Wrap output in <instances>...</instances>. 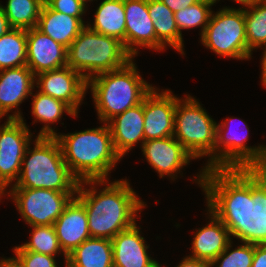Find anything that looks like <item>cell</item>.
Here are the masks:
<instances>
[{
    "mask_svg": "<svg viewBox=\"0 0 266 267\" xmlns=\"http://www.w3.org/2000/svg\"><path fill=\"white\" fill-rule=\"evenodd\" d=\"M44 0H8L1 5L11 28L31 29L37 27Z\"/></svg>",
    "mask_w": 266,
    "mask_h": 267,
    "instance_id": "obj_28",
    "label": "cell"
},
{
    "mask_svg": "<svg viewBox=\"0 0 266 267\" xmlns=\"http://www.w3.org/2000/svg\"><path fill=\"white\" fill-rule=\"evenodd\" d=\"M86 7L88 2H92L93 0H80Z\"/></svg>",
    "mask_w": 266,
    "mask_h": 267,
    "instance_id": "obj_42",
    "label": "cell"
},
{
    "mask_svg": "<svg viewBox=\"0 0 266 267\" xmlns=\"http://www.w3.org/2000/svg\"><path fill=\"white\" fill-rule=\"evenodd\" d=\"M12 28L10 27L8 20L5 16V13L1 7L0 3V37L10 31Z\"/></svg>",
    "mask_w": 266,
    "mask_h": 267,
    "instance_id": "obj_39",
    "label": "cell"
},
{
    "mask_svg": "<svg viewBox=\"0 0 266 267\" xmlns=\"http://www.w3.org/2000/svg\"><path fill=\"white\" fill-rule=\"evenodd\" d=\"M148 12L153 21L157 40L185 55L184 40L176 25L174 13L161 0H148Z\"/></svg>",
    "mask_w": 266,
    "mask_h": 267,
    "instance_id": "obj_25",
    "label": "cell"
},
{
    "mask_svg": "<svg viewBox=\"0 0 266 267\" xmlns=\"http://www.w3.org/2000/svg\"><path fill=\"white\" fill-rule=\"evenodd\" d=\"M176 95L171 90L154 87L144 97V139L174 135Z\"/></svg>",
    "mask_w": 266,
    "mask_h": 267,
    "instance_id": "obj_13",
    "label": "cell"
},
{
    "mask_svg": "<svg viewBox=\"0 0 266 267\" xmlns=\"http://www.w3.org/2000/svg\"><path fill=\"white\" fill-rule=\"evenodd\" d=\"M65 267H113L112 240L90 237L69 255Z\"/></svg>",
    "mask_w": 266,
    "mask_h": 267,
    "instance_id": "obj_24",
    "label": "cell"
},
{
    "mask_svg": "<svg viewBox=\"0 0 266 267\" xmlns=\"http://www.w3.org/2000/svg\"><path fill=\"white\" fill-rule=\"evenodd\" d=\"M176 267H212L211 263L201 260L192 258L189 256H185L182 261Z\"/></svg>",
    "mask_w": 266,
    "mask_h": 267,
    "instance_id": "obj_37",
    "label": "cell"
},
{
    "mask_svg": "<svg viewBox=\"0 0 266 267\" xmlns=\"http://www.w3.org/2000/svg\"><path fill=\"white\" fill-rule=\"evenodd\" d=\"M126 16V50L135 58L138 48L155 51L166 49L156 38L153 21L148 12V0H124Z\"/></svg>",
    "mask_w": 266,
    "mask_h": 267,
    "instance_id": "obj_14",
    "label": "cell"
},
{
    "mask_svg": "<svg viewBox=\"0 0 266 267\" xmlns=\"http://www.w3.org/2000/svg\"><path fill=\"white\" fill-rule=\"evenodd\" d=\"M234 119L226 118L216 125L214 169H266V145L248 146V125L240 121L245 127L241 135L230 126Z\"/></svg>",
    "mask_w": 266,
    "mask_h": 267,
    "instance_id": "obj_9",
    "label": "cell"
},
{
    "mask_svg": "<svg viewBox=\"0 0 266 267\" xmlns=\"http://www.w3.org/2000/svg\"><path fill=\"white\" fill-rule=\"evenodd\" d=\"M200 42L218 56L248 60L252 53L248 49L244 9L223 7L211 14Z\"/></svg>",
    "mask_w": 266,
    "mask_h": 267,
    "instance_id": "obj_8",
    "label": "cell"
},
{
    "mask_svg": "<svg viewBox=\"0 0 266 267\" xmlns=\"http://www.w3.org/2000/svg\"><path fill=\"white\" fill-rule=\"evenodd\" d=\"M32 96V116L34 117V123L42 122L44 126L41 128L37 136L55 137L57 135L55 128L53 129L51 124L54 125L57 121L62 119L63 114L78 117V114L65 102L53 98L51 96L42 94L39 91Z\"/></svg>",
    "mask_w": 266,
    "mask_h": 267,
    "instance_id": "obj_26",
    "label": "cell"
},
{
    "mask_svg": "<svg viewBox=\"0 0 266 267\" xmlns=\"http://www.w3.org/2000/svg\"><path fill=\"white\" fill-rule=\"evenodd\" d=\"M191 95L176 96L174 137L193 156L194 160L209 157L203 170L214 169V146L217 122Z\"/></svg>",
    "mask_w": 266,
    "mask_h": 267,
    "instance_id": "obj_7",
    "label": "cell"
},
{
    "mask_svg": "<svg viewBox=\"0 0 266 267\" xmlns=\"http://www.w3.org/2000/svg\"><path fill=\"white\" fill-rule=\"evenodd\" d=\"M207 214L210 222L196 229L190 247L192 254L188 256L211 263L233 239L229 230L211 210L208 209Z\"/></svg>",
    "mask_w": 266,
    "mask_h": 267,
    "instance_id": "obj_21",
    "label": "cell"
},
{
    "mask_svg": "<svg viewBox=\"0 0 266 267\" xmlns=\"http://www.w3.org/2000/svg\"><path fill=\"white\" fill-rule=\"evenodd\" d=\"M244 18L249 51L263 49L266 46V1L260 0L244 8Z\"/></svg>",
    "mask_w": 266,
    "mask_h": 267,
    "instance_id": "obj_29",
    "label": "cell"
},
{
    "mask_svg": "<svg viewBox=\"0 0 266 267\" xmlns=\"http://www.w3.org/2000/svg\"><path fill=\"white\" fill-rule=\"evenodd\" d=\"M108 181H81L75 197L85 206L90 236L112 240L136 223L137 214L147 204L138 198L127 179ZM97 186L105 187L98 190Z\"/></svg>",
    "mask_w": 266,
    "mask_h": 267,
    "instance_id": "obj_2",
    "label": "cell"
},
{
    "mask_svg": "<svg viewBox=\"0 0 266 267\" xmlns=\"http://www.w3.org/2000/svg\"><path fill=\"white\" fill-rule=\"evenodd\" d=\"M86 25L77 17L52 10L45 2L37 28L57 43L68 48Z\"/></svg>",
    "mask_w": 266,
    "mask_h": 267,
    "instance_id": "obj_22",
    "label": "cell"
},
{
    "mask_svg": "<svg viewBox=\"0 0 266 267\" xmlns=\"http://www.w3.org/2000/svg\"><path fill=\"white\" fill-rule=\"evenodd\" d=\"M30 240L21 246L26 251H34L41 254H48L56 257L57 254H63L65 263L67 262V255L60 247L55 229L53 225L44 226H30Z\"/></svg>",
    "mask_w": 266,
    "mask_h": 267,
    "instance_id": "obj_30",
    "label": "cell"
},
{
    "mask_svg": "<svg viewBox=\"0 0 266 267\" xmlns=\"http://www.w3.org/2000/svg\"><path fill=\"white\" fill-rule=\"evenodd\" d=\"M35 137L23 156L19 178L10 188L77 192L80 181L66 165L57 138Z\"/></svg>",
    "mask_w": 266,
    "mask_h": 267,
    "instance_id": "obj_4",
    "label": "cell"
},
{
    "mask_svg": "<svg viewBox=\"0 0 266 267\" xmlns=\"http://www.w3.org/2000/svg\"><path fill=\"white\" fill-rule=\"evenodd\" d=\"M44 2L54 11L64 13L83 21V15L86 12V6L80 0H44Z\"/></svg>",
    "mask_w": 266,
    "mask_h": 267,
    "instance_id": "obj_34",
    "label": "cell"
},
{
    "mask_svg": "<svg viewBox=\"0 0 266 267\" xmlns=\"http://www.w3.org/2000/svg\"><path fill=\"white\" fill-rule=\"evenodd\" d=\"M5 120L0 125V202L7 187L18 180L23 156L34 140L24 118Z\"/></svg>",
    "mask_w": 266,
    "mask_h": 267,
    "instance_id": "obj_11",
    "label": "cell"
},
{
    "mask_svg": "<svg viewBox=\"0 0 266 267\" xmlns=\"http://www.w3.org/2000/svg\"><path fill=\"white\" fill-rule=\"evenodd\" d=\"M26 61V30L12 28L0 37V70L26 66Z\"/></svg>",
    "mask_w": 266,
    "mask_h": 267,
    "instance_id": "obj_27",
    "label": "cell"
},
{
    "mask_svg": "<svg viewBox=\"0 0 266 267\" xmlns=\"http://www.w3.org/2000/svg\"><path fill=\"white\" fill-rule=\"evenodd\" d=\"M115 152L121 157L133 149L137 143L140 148L144 139V99L142 103L127 109L107 122Z\"/></svg>",
    "mask_w": 266,
    "mask_h": 267,
    "instance_id": "obj_20",
    "label": "cell"
},
{
    "mask_svg": "<svg viewBox=\"0 0 266 267\" xmlns=\"http://www.w3.org/2000/svg\"><path fill=\"white\" fill-rule=\"evenodd\" d=\"M13 252L24 267H58L54 256L26 251L21 245L15 246Z\"/></svg>",
    "mask_w": 266,
    "mask_h": 267,
    "instance_id": "obj_33",
    "label": "cell"
},
{
    "mask_svg": "<svg viewBox=\"0 0 266 267\" xmlns=\"http://www.w3.org/2000/svg\"><path fill=\"white\" fill-rule=\"evenodd\" d=\"M141 150L159 178L169 176L172 180L176 179L183 166L194 159L174 136L144 141Z\"/></svg>",
    "mask_w": 266,
    "mask_h": 267,
    "instance_id": "obj_15",
    "label": "cell"
},
{
    "mask_svg": "<svg viewBox=\"0 0 266 267\" xmlns=\"http://www.w3.org/2000/svg\"><path fill=\"white\" fill-rule=\"evenodd\" d=\"M173 13L194 5L199 0H161Z\"/></svg>",
    "mask_w": 266,
    "mask_h": 267,
    "instance_id": "obj_36",
    "label": "cell"
},
{
    "mask_svg": "<svg viewBox=\"0 0 266 267\" xmlns=\"http://www.w3.org/2000/svg\"><path fill=\"white\" fill-rule=\"evenodd\" d=\"M251 267H266V245L255 244V253Z\"/></svg>",
    "mask_w": 266,
    "mask_h": 267,
    "instance_id": "obj_35",
    "label": "cell"
},
{
    "mask_svg": "<svg viewBox=\"0 0 266 267\" xmlns=\"http://www.w3.org/2000/svg\"><path fill=\"white\" fill-rule=\"evenodd\" d=\"M194 178L231 238L266 245V169H201Z\"/></svg>",
    "mask_w": 266,
    "mask_h": 267,
    "instance_id": "obj_1",
    "label": "cell"
},
{
    "mask_svg": "<svg viewBox=\"0 0 266 267\" xmlns=\"http://www.w3.org/2000/svg\"><path fill=\"white\" fill-rule=\"evenodd\" d=\"M213 5L215 4L211 0H199L194 5L174 13V18L179 32L182 34L181 30L201 27V37L209 23L213 12L211 10Z\"/></svg>",
    "mask_w": 266,
    "mask_h": 267,
    "instance_id": "obj_31",
    "label": "cell"
},
{
    "mask_svg": "<svg viewBox=\"0 0 266 267\" xmlns=\"http://www.w3.org/2000/svg\"><path fill=\"white\" fill-rule=\"evenodd\" d=\"M263 56L261 60V82L264 87H266V46L263 48Z\"/></svg>",
    "mask_w": 266,
    "mask_h": 267,
    "instance_id": "obj_40",
    "label": "cell"
},
{
    "mask_svg": "<svg viewBox=\"0 0 266 267\" xmlns=\"http://www.w3.org/2000/svg\"><path fill=\"white\" fill-rule=\"evenodd\" d=\"M231 241L225 250L216 257L211 266L214 267H251L255 253V244L242 242L241 245L232 249ZM232 249V250H231Z\"/></svg>",
    "mask_w": 266,
    "mask_h": 267,
    "instance_id": "obj_32",
    "label": "cell"
},
{
    "mask_svg": "<svg viewBox=\"0 0 266 267\" xmlns=\"http://www.w3.org/2000/svg\"><path fill=\"white\" fill-rule=\"evenodd\" d=\"M26 66L36 76L67 66V48L41 32L37 27L26 30Z\"/></svg>",
    "mask_w": 266,
    "mask_h": 267,
    "instance_id": "obj_17",
    "label": "cell"
},
{
    "mask_svg": "<svg viewBox=\"0 0 266 267\" xmlns=\"http://www.w3.org/2000/svg\"><path fill=\"white\" fill-rule=\"evenodd\" d=\"M153 88L140 75L134 58L119 69L100 73L88 80V89L101 123H107L142 103Z\"/></svg>",
    "mask_w": 266,
    "mask_h": 267,
    "instance_id": "obj_5",
    "label": "cell"
},
{
    "mask_svg": "<svg viewBox=\"0 0 266 267\" xmlns=\"http://www.w3.org/2000/svg\"><path fill=\"white\" fill-rule=\"evenodd\" d=\"M77 192L48 189L9 188L2 195L13 200L28 226L53 225Z\"/></svg>",
    "mask_w": 266,
    "mask_h": 267,
    "instance_id": "obj_10",
    "label": "cell"
},
{
    "mask_svg": "<svg viewBox=\"0 0 266 267\" xmlns=\"http://www.w3.org/2000/svg\"><path fill=\"white\" fill-rule=\"evenodd\" d=\"M132 59L123 42L93 31L87 25L67 48V66L87 81L100 73L119 69Z\"/></svg>",
    "mask_w": 266,
    "mask_h": 267,
    "instance_id": "obj_6",
    "label": "cell"
},
{
    "mask_svg": "<svg viewBox=\"0 0 266 267\" xmlns=\"http://www.w3.org/2000/svg\"><path fill=\"white\" fill-rule=\"evenodd\" d=\"M35 86V75L27 66L0 70V119L5 115L7 119L23 118L18 107Z\"/></svg>",
    "mask_w": 266,
    "mask_h": 267,
    "instance_id": "obj_16",
    "label": "cell"
},
{
    "mask_svg": "<svg viewBox=\"0 0 266 267\" xmlns=\"http://www.w3.org/2000/svg\"><path fill=\"white\" fill-rule=\"evenodd\" d=\"M53 227L66 255L91 237L85 206L76 197L66 205Z\"/></svg>",
    "mask_w": 266,
    "mask_h": 267,
    "instance_id": "obj_19",
    "label": "cell"
},
{
    "mask_svg": "<svg viewBox=\"0 0 266 267\" xmlns=\"http://www.w3.org/2000/svg\"><path fill=\"white\" fill-rule=\"evenodd\" d=\"M55 137L66 165L80 182L109 180L110 171L121 161L115 152L107 123L75 133H57Z\"/></svg>",
    "mask_w": 266,
    "mask_h": 267,
    "instance_id": "obj_3",
    "label": "cell"
},
{
    "mask_svg": "<svg viewBox=\"0 0 266 267\" xmlns=\"http://www.w3.org/2000/svg\"><path fill=\"white\" fill-rule=\"evenodd\" d=\"M0 267H24V265L16 256H13L0 259Z\"/></svg>",
    "mask_w": 266,
    "mask_h": 267,
    "instance_id": "obj_38",
    "label": "cell"
},
{
    "mask_svg": "<svg viewBox=\"0 0 266 267\" xmlns=\"http://www.w3.org/2000/svg\"><path fill=\"white\" fill-rule=\"evenodd\" d=\"M93 24L86 25L100 34L123 42L126 49V16L124 0H102L97 7Z\"/></svg>",
    "mask_w": 266,
    "mask_h": 267,
    "instance_id": "obj_23",
    "label": "cell"
},
{
    "mask_svg": "<svg viewBox=\"0 0 266 267\" xmlns=\"http://www.w3.org/2000/svg\"><path fill=\"white\" fill-rule=\"evenodd\" d=\"M135 223L112 239L113 267H162L148 255L147 242Z\"/></svg>",
    "mask_w": 266,
    "mask_h": 267,
    "instance_id": "obj_18",
    "label": "cell"
},
{
    "mask_svg": "<svg viewBox=\"0 0 266 267\" xmlns=\"http://www.w3.org/2000/svg\"><path fill=\"white\" fill-rule=\"evenodd\" d=\"M35 84L37 91L65 102L77 114L88 90V81L69 66L36 75Z\"/></svg>",
    "mask_w": 266,
    "mask_h": 267,
    "instance_id": "obj_12",
    "label": "cell"
},
{
    "mask_svg": "<svg viewBox=\"0 0 266 267\" xmlns=\"http://www.w3.org/2000/svg\"><path fill=\"white\" fill-rule=\"evenodd\" d=\"M214 4L217 3V1L219 2L220 0H211ZM239 4H242L243 5V9L244 7H249V6H252L254 3H256L257 1H260V0H233Z\"/></svg>",
    "mask_w": 266,
    "mask_h": 267,
    "instance_id": "obj_41",
    "label": "cell"
}]
</instances>
